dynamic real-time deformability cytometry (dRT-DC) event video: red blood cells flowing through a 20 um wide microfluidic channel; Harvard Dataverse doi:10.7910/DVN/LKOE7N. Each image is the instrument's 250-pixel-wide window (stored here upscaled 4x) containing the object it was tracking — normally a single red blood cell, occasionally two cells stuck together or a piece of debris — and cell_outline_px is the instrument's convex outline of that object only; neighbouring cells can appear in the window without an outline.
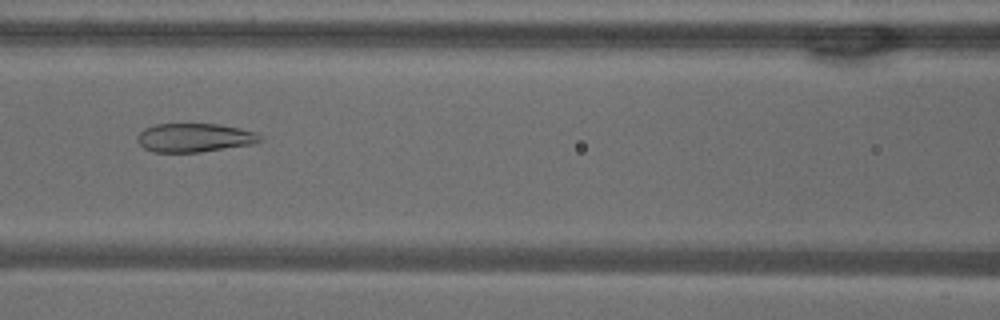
{"species": "common noctule bat (a hibernating species)", "species_latin": "Nyctalus noctula", "temperature_condition": "warm", "stored_images_in_passage": 53, "camera_frame_rate_fps": 3000, "um_per_image_px": 0.085, "animal": {"sex": "male", "body_mass_g": 18.8}, "frame": {"image": 1, "passage_image": 23, "time_ms": 7.333, "image_size_px": [1000, 320], "cell_outline_px": [[264, 140], [252, 144], [200, 152], [152, 152], [144, 148], [140, 144], [136, 136], [144, 128], [156, 124], [220, 124], [240, 128], [256, 132], [264, 136]], "centroid_in_image_um": [16.56, 11.7], "position_along_channel_um": 150.0, "area_um2": 20.69}}
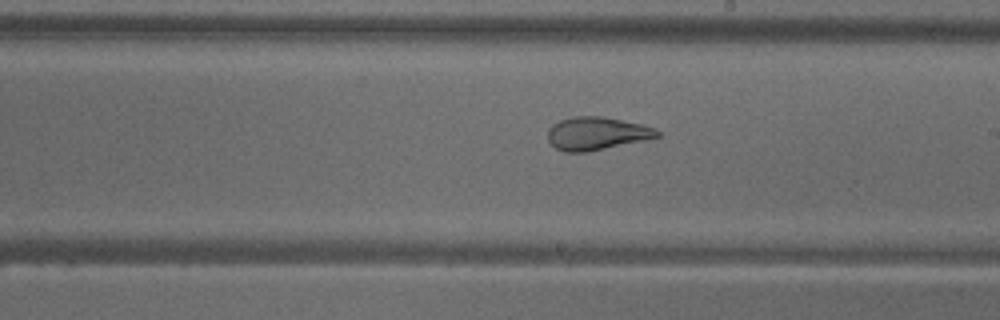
{"frame": {"image": 2, "passage_image": 30, "time_ms": 9.667, "image_size_px": [1000, 320], "cell_outline_px": [[660, 136], [644, 140], [588, 152], [564, 152], [556, 148], [548, 140], [548, 128], [552, 124], [560, 120], [572, 116], [604, 116], [644, 124], [656, 128], [660, 132]], "centroid_in_image_um": [50.72, 11.33], "position_along_channel_um": 238.3, "area_um2": 21.27}}
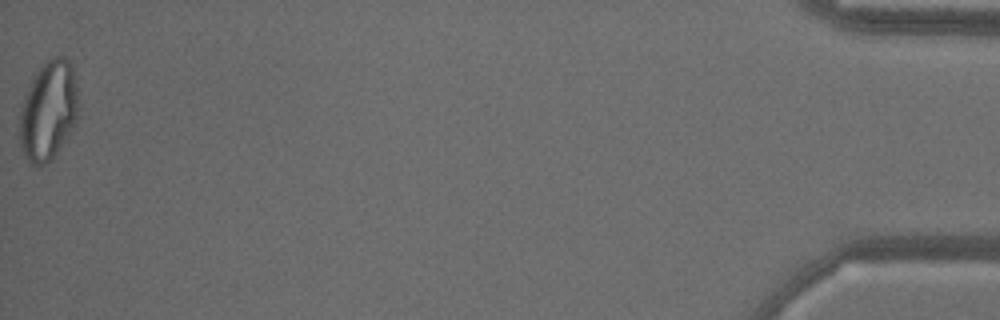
{"frame": {"image": 3, "passage_image": 53, "time_ms": 17.333, "image_size_px": [1000, 320], "cell_outline_px": [[80, 108], [68, 132], [56, 152], [40, 168], [28, 164], [20, 148], [20, 108], [24, 96], [36, 72], [48, 60], [56, 56], [64, 56], [72, 64], [80, 104]], "centroid_in_image_um": [4.09, 9.4], "position_along_channel_um": 431.1, "area_um2": 33.76}, "authors_computed_cell_mechanics": {"area_um2": 28.5532, "velocity_mm_per_s": 3.8, "shape_relaxation_time_tau1_ms": null, "shape_relaxation_time_tau2_ms": 1.4492, "deformation_change_tau1": null, "deformation_change_tau2": 0.0781}}